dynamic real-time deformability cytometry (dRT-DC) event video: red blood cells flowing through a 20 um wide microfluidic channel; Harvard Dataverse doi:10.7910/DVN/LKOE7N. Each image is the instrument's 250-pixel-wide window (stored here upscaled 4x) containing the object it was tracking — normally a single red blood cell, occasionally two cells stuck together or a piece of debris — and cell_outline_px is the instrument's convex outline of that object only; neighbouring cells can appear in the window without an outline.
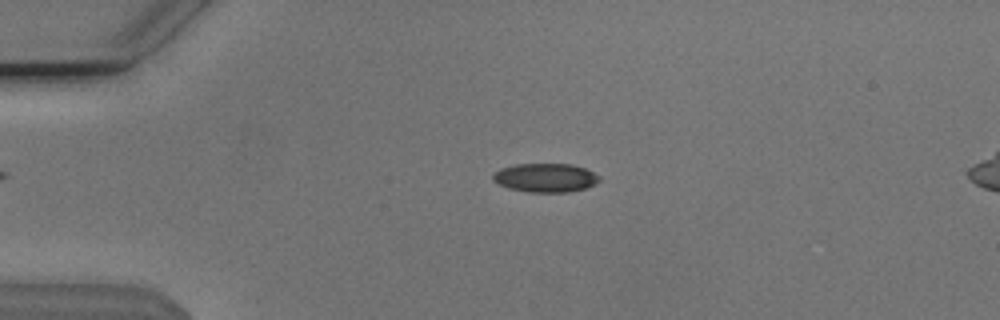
{"species": "Egyptian fruit bat (a non-hibernating species)", "species_latin": "Rousettus aegyptiacus", "temperature_condition": "cold", "stored_images_in_passage": 43, "camera_frame_rate_fps": 3000, "um_per_image_px": 0.085, "animal": {"sex": "male"}, "frame": {"image": 1, "passage_image": 2, "time_ms": 0.333, "image_size_px": [1000, 320], "cell_outline_px": [[600, 180], [596, 184], [584, 188], [568, 192], [528, 192], [508, 188], [492, 180], [492, 176], [500, 168], [516, 164], [572, 164], [584, 168], [600, 176]], "centroid_in_image_um": [46.36, 15.1], "position_along_channel_um": 38.6, "area_um2": 17.8}}
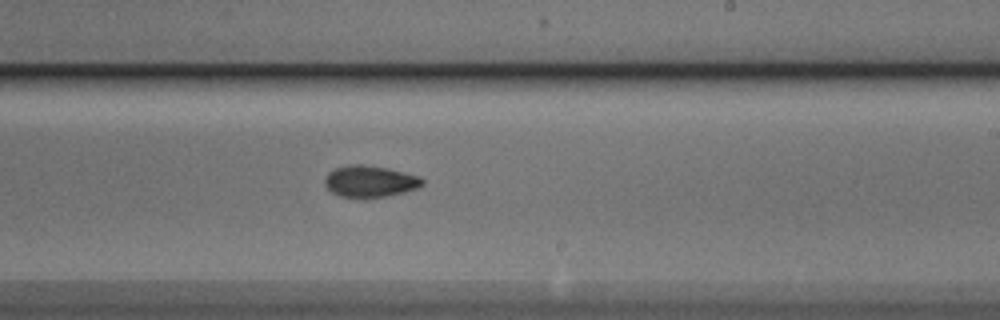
{"frame": {"image": 2, "passage_image": 22, "time_ms": 7.0, "image_size_px": [1000, 320], "cell_outline_px": [[424, 184], [416, 188], [404, 192], [364, 200], [336, 196], [324, 184], [324, 180], [328, 172], [336, 168], [356, 164], [360, 164], [384, 168], [416, 176], [424, 180]], "centroid_in_image_um": [31.37, 15.46], "position_along_channel_um": 257.6, "area_um2": 17.92}}
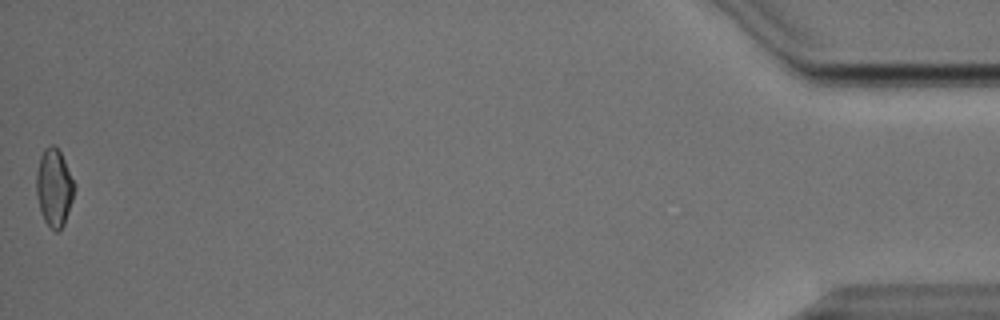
{"frame": {"image": 3, "passage_image": 43, "time_ms": 14.0, "image_size_px": [1000, 320], "cell_outline_px": [[76, 188], [64, 224], [60, 232], [56, 232], [44, 220], [40, 212], [36, 196], [36, 172], [40, 156], [44, 148], [52, 144], [60, 152], [64, 160]], "centroid_in_image_um": [4.58, 15.97], "position_along_channel_um": 430.6, "area_um2": 17.17}, "authors_computed_cell_mechanics": {"area_um2": 17.7446, "velocity_mm_per_s": 3.8301, "shape_relaxation_time_tau1_ms": 6.1741, "shape_relaxation_time_tau2_ms": 5.3131, "deformation_change_tau1": 0.1331, "deformation_change_tau2": 0.106}}